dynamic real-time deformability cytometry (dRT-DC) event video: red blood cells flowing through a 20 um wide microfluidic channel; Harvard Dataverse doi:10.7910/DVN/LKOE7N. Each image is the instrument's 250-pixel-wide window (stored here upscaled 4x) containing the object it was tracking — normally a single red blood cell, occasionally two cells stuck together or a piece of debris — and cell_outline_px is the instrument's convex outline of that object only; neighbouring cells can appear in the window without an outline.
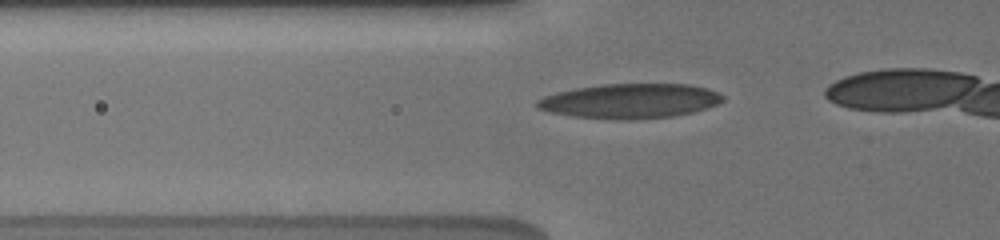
{"species": "human", "species_latin": "Homo sapiens", "temperature_condition": "cold", "stored_images_in_passage": 26, "camera_frame_rate_fps": 3000, "um_per_image_px": 0.085, "donor": {"sex": "male"}, "frame": {"image": 1, "passage_image": 21, "time_ms": 4.667, "image_size_px": [1000, 240], "cell_outline_px": [[724, 100], [716, 104], [692, 112], [676, 116], [632, 120], [620, 120], [572, 116], [548, 112], [536, 108], [536, 100], [544, 96], [556, 92], [576, 88], [604, 84], [688, 84], [708, 88], [724, 96]], "centroid_in_image_um": [53.52, 8.59], "position_along_channel_um": 72.3, "area_um2": 37.69}}